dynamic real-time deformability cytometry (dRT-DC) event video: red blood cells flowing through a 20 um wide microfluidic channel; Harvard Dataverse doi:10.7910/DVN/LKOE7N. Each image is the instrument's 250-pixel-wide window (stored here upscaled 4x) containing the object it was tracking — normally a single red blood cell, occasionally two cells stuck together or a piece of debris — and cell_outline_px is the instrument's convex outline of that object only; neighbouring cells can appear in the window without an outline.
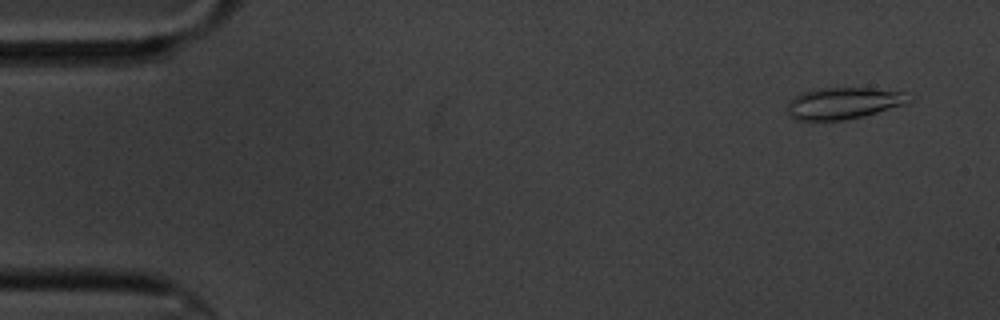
{"species": "common noctule bat (a hibernating species)", "species_latin": "Nyctalus noctula", "temperature_condition": "cold", "stored_images_in_passage": 8, "camera_frame_rate_fps": 3000, "um_per_image_px": 0.085, "animal": {"sex": "male", "body_mass_g": 20.1, "forearm_length_mm": 53.5}, "frame": {"image": 1, "passage_image": 2, "time_ms": 1.0, "image_size_px": [1000, 320], "cell_outline_px": [[912, 100], [904, 104], [864, 116], [844, 120], [796, 120], [788, 116], [788, 100], [800, 92], [820, 88], [868, 88], [904, 92]], "centroid_in_image_um": [71.63, 8.77], "position_along_channel_um": 13.4, "area_um2": 22.37}}
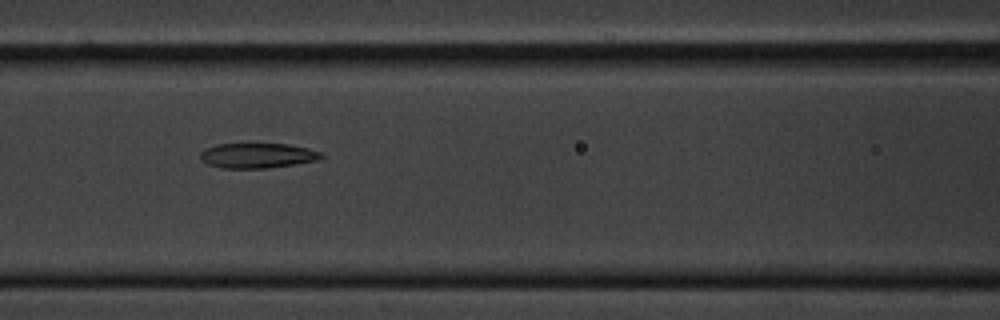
{"frame": {"image": 2, "passage_image": 8, "time_ms": 8.0, "image_size_px": [1000, 320], "cell_outline_px": [[324, 156], [316, 160], [296, 164], [268, 168], [220, 168], [208, 164], [200, 160], [200, 152], [204, 148], [216, 144], [288, 144], [308, 148], [320, 152]], "centroid_in_image_um": [21.84, 13.22], "position_along_channel_um": 144.8, "area_um2": 17.69}}